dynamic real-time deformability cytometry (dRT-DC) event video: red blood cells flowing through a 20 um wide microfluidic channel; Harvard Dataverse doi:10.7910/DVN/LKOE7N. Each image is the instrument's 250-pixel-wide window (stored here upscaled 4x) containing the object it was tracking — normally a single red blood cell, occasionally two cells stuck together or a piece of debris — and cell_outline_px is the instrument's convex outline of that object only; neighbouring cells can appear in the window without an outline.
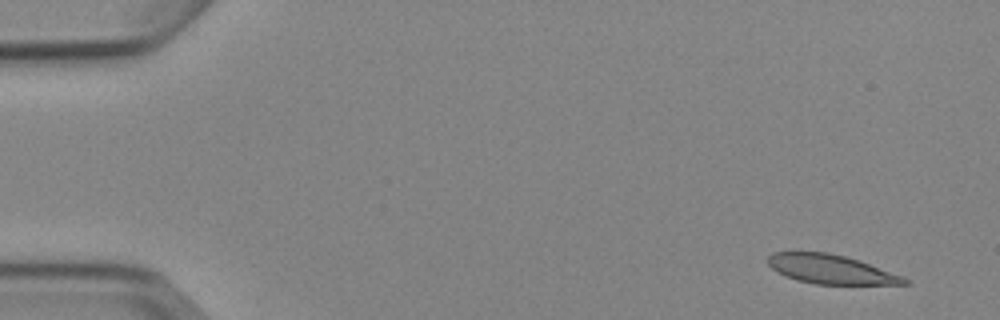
{"species": "Egyptian fruit bat (a non-hibernating species)", "species_latin": "Rousettus aegyptiacus", "temperature_condition": "cold", "stored_images_in_passage": 1, "camera_frame_rate_fps": 3000, "um_per_image_px": 0.085, "animal": {"sex": "female"}, "frame": {"image": 1, "passage_image": 1, "time_ms": 0.0, "image_size_px": [1000, 320], "cell_outline_px": [[912, 284], [816, 284], [796, 280], [776, 272], [764, 260], [772, 252], [828, 252], [860, 260], [900, 276], [908, 280]], "centroid_in_image_um": [70.54, 22.88], "position_along_channel_um": 14.5, "area_um2": 23.06}}